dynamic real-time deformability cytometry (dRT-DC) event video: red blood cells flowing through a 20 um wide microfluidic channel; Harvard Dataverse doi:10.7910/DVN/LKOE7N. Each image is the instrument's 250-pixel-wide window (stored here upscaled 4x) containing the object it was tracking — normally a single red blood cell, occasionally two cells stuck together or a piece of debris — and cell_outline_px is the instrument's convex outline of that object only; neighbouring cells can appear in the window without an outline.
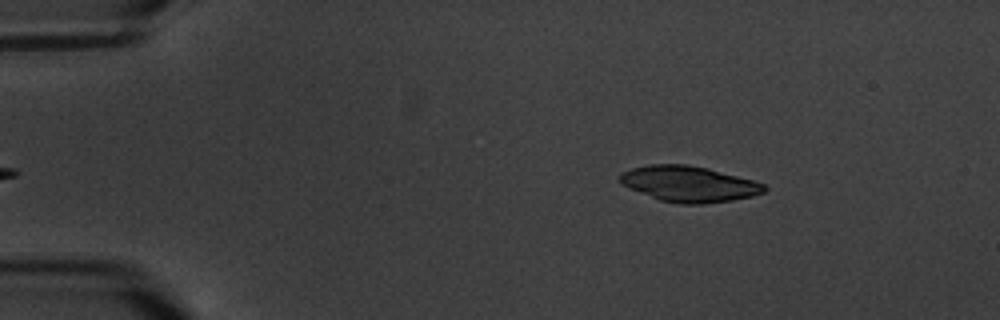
{"species": "common noctule bat (a hibernating species)", "species_latin": "Nyctalus noctula", "temperature_condition": "warm", "stored_images_in_passage": 6, "segment_of_instrument_passage": [2, 2], "camera_frame_rate_fps": 3000, "um_per_image_px": 0.085, "animal": {"sex": "male", "body_mass_g": 20.1, "forearm_length_mm": 53.5}, "frame": {"image": 1, "passage_image": 6, "time_ms": 6.667, "image_size_px": [1000, 320], "cell_outline_px": [[768, 188], [764, 192], [752, 196], [732, 200], [704, 204], [680, 204], [660, 200], [628, 188], [620, 184], [620, 176], [624, 172], [632, 168], [648, 164], [688, 164], [708, 168], [752, 180], [764, 184]], "centroid_in_image_um": [58.55, 15.63], "position_along_channel_um": 26.4, "area_um2": 30.06}}